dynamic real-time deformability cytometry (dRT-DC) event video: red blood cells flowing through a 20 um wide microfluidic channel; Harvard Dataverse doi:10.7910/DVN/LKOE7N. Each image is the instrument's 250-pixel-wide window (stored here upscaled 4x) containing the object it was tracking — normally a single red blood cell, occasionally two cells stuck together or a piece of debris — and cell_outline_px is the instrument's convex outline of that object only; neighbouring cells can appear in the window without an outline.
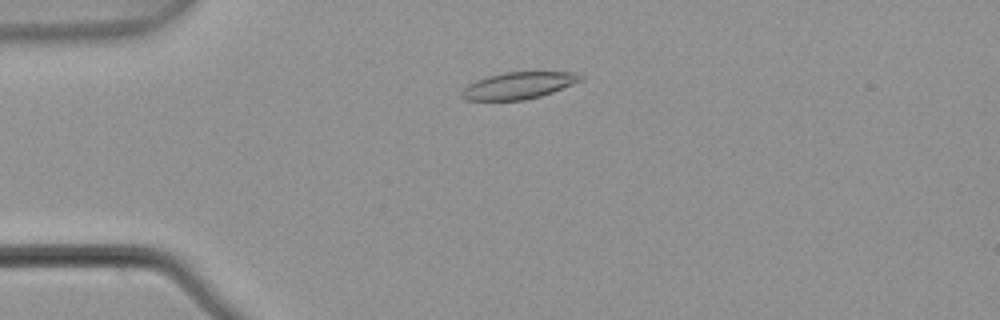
{"species": "common noctule bat (a hibernating species)", "species_latin": "Nyctalus noctula", "temperature_condition": "warm", "stored_images_in_passage": 2, "camera_frame_rate_fps": 3000, "um_per_image_px": 0.085, "animal": {"sex": "male", "body_mass_g": 21.5, "forearm_length_mm": 52.0}, "frame": {"image": 1, "passage_image": 2, "time_ms": 0.333, "image_size_px": [1000, 320], "cell_outline_px": [[584, 80], [552, 92], [540, 96], [524, 100], [468, 100], [460, 96], [460, 92], [468, 84], [476, 80], [488, 76], [504, 72], [580, 72], [584, 76]], "centroid_in_image_um": [44.11, 7.26], "position_along_channel_um": 40.9, "area_um2": 18.67}}